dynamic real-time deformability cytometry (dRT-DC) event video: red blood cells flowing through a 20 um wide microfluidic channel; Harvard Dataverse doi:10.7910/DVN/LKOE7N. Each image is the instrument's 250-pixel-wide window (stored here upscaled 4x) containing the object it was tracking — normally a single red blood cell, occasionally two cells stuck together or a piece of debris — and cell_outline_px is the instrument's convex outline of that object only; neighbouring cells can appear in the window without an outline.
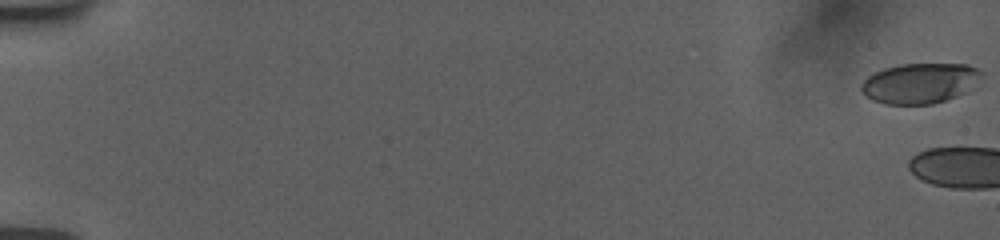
{"species": "human", "species_latin": "Homo sapiens", "temperature_condition": "room temperature", "stored_images_in_passage": 8, "camera_frame_rate_fps": 3000, "um_per_image_px": 0.085, "donor": {"sex": "female"}, "frame": {"image": 1, "passage_image": 1, "time_ms": 0.0, "image_size_px": [1000, 240], "cell_outline_px": [[984, 72], [968, 92], [932, 104], [884, 104], [872, 100], [860, 88], [864, 80], [868, 76], [884, 68], [904, 64], [968, 64]], "centroid_in_image_um": [78.21, 7.07], "position_along_channel_um": 6.8, "area_um2": 28.03}}